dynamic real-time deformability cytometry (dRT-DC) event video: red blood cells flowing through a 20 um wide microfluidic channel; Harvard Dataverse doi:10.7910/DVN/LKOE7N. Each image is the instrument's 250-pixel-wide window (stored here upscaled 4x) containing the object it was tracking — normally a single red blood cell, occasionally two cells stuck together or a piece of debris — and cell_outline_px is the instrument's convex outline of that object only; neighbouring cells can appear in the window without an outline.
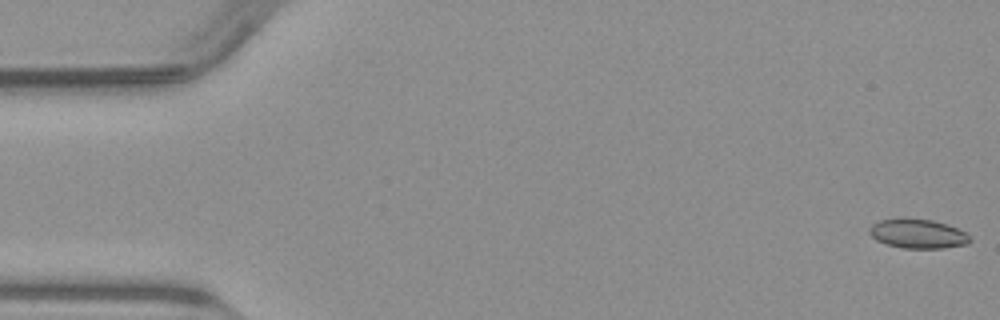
{"species": "common noctule bat (a hibernating species)", "species_latin": "Nyctalus noctula", "temperature_condition": "warm", "stored_images_in_passage": 50, "camera_frame_rate_fps": 3000, "um_per_image_px": 0.085, "animal": {"sex": "male", "body_mass_g": 23.1, "forearm_length_mm": 52.7}, "frame": {"image": 1, "passage_image": 1, "time_ms": 0.0, "image_size_px": [1000, 320], "cell_outline_px": [[972, 240], [968, 244], [944, 248], [904, 248], [888, 244], [876, 240], [868, 232], [868, 228], [872, 224], [880, 220], [904, 216], [932, 220], [948, 224], [964, 232]], "centroid_in_image_um": [77.98, 19.84], "position_along_channel_um": 7.0, "area_um2": 17.46}}
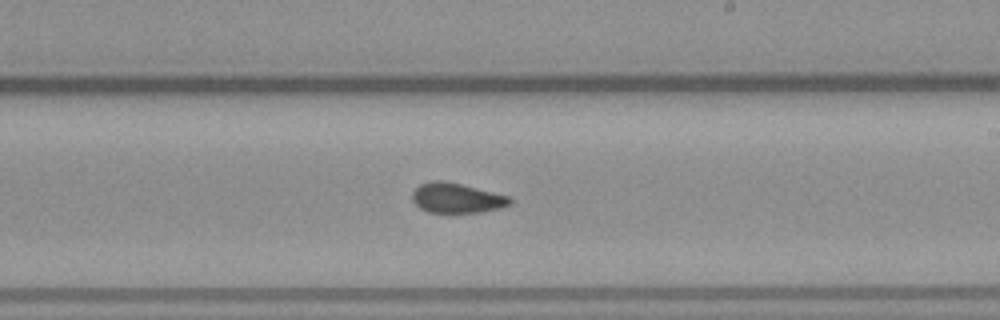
{"frame": {"image": 2, "passage_image": 29, "time_ms": 9.333, "image_size_px": [1000, 320], "cell_outline_px": [[512, 204], [500, 208], [480, 212], [428, 212], [420, 208], [412, 200], [412, 192], [420, 184], [432, 180], [444, 180], [512, 196]], "centroid_in_image_um": [38.85, 16.82], "position_along_channel_um": 250.2, "area_um2": 17.17}}
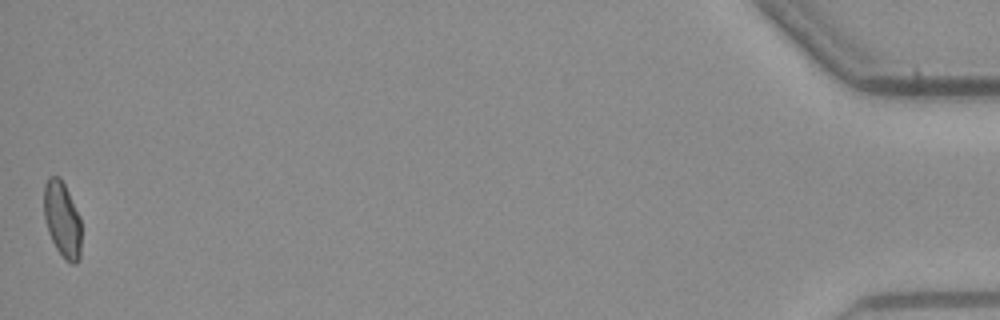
{"frame": {"image": 3, "passage_image": 50, "time_ms": 16.333, "image_size_px": [1000, 320], "cell_outline_px": [[80, 256], [76, 264], [72, 264], [64, 260], [56, 248], [48, 232], [44, 220], [44, 184], [48, 176], [60, 176], [80, 216]], "centroid_in_image_um": [5.27, 18.65], "position_along_channel_um": 429.9, "area_um2": 16.59}}